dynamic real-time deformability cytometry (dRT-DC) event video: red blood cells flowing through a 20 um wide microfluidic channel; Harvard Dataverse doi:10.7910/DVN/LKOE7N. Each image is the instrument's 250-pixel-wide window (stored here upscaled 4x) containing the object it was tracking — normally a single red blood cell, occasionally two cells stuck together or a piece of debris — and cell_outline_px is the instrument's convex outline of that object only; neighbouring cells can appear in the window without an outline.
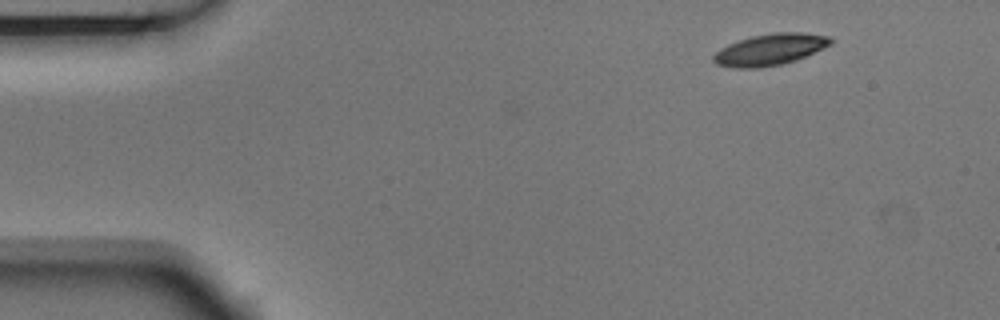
{"species": "Egyptian fruit bat (a non-hibernating species)", "species_latin": "Rousettus aegyptiacus", "temperature_condition": "room temperature", "stored_images_in_passage": 3, "camera_frame_rate_fps": 3000, "um_per_image_px": 0.085, "animal": {"sex": "male"}, "frame": {"image": 1, "passage_image": 1, "time_ms": 0.0, "image_size_px": [1000, 320], "cell_outline_px": [[832, 44], [824, 48], [796, 60], [780, 64], [760, 68], [732, 68], [716, 64], [712, 60], [712, 56], [720, 48], [728, 44], [752, 36], [772, 32], [804, 32], [832, 36]], "centroid_in_image_um": [65.46, 4.2], "position_along_channel_um": 19.5, "area_um2": 21.68}}
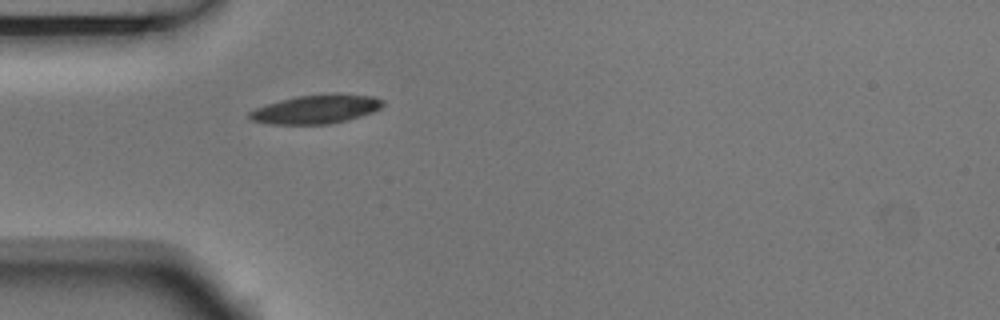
{"frame": {"image": 2, "passage_image": 3, "time_ms": 0.667, "image_size_px": [1000, 320], "cell_outline_px": [[384, 104], [380, 108], [372, 112], [348, 120], [328, 124], [268, 124], [252, 120], [248, 116], [248, 112], [256, 108], [280, 100], [296, 96], [332, 92], [336, 92], [372, 96], [384, 100]], "centroid_in_image_um": [26.89, 9.26], "position_along_channel_um": 58.1, "area_um2": 22.66}}